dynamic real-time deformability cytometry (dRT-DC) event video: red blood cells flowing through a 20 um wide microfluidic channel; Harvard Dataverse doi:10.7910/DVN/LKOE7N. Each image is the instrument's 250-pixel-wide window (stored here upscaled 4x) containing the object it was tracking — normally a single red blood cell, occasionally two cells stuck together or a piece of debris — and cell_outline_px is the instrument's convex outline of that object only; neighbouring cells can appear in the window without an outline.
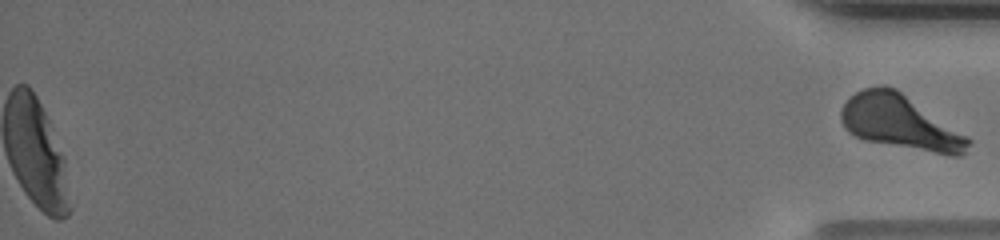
{"species": "human", "species_latin": "Homo sapiens", "temperature_condition": "warm", "stored_images_in_passage": 49, "segment_of_instrument_passage": [2, 2], "camera_frame_rate_fps": 3000, "um_per_image_px": 0.085, "donor": {"sex": "male"}, "frame": {"image": 1, "passage_image": 49, "time_ms": 16.0, "image_size_px": [1000, 240], "cell_outline_px": [[972, 140], [964, 156], [948, 156], [864, 140], [848, 132], [844, 128], [840, 120], [840, 112], [844, 104], [856, 92], [864, 88], [884, 84], [896, 88], [968, 136]], "centroid_in_image_um": [76.54, 10.42], "position_along_channel_um": 358.7, "area_um2": 40.52}}